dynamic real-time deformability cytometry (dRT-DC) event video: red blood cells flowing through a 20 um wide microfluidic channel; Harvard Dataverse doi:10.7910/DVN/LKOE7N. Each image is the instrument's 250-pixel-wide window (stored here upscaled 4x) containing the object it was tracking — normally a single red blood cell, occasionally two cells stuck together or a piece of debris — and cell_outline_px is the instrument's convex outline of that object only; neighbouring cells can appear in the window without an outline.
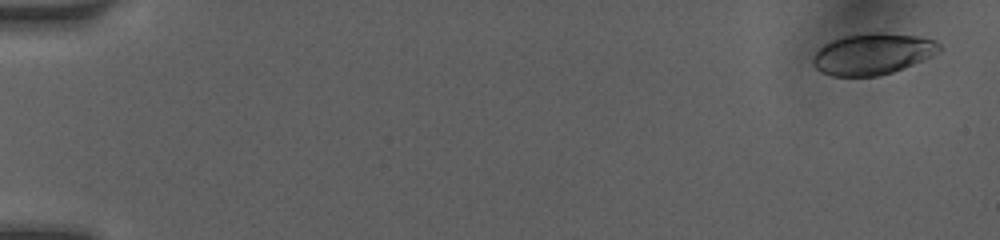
{"species": "human", "species_latin": "Homo sapiens", "temperature_condition": "room temperature", "stored_images_in_passage": 19, "camera_frame_rate_fps": 3000, "um_per_image_px": 0.085, "donor": {"sex": "female"}, "frame": {"image": 1, "passage_image": 1, "time_ms": 0.0, "image_size_px": [1000, 240], "cell_outline_px": [[940, 52], [932, 56], [892, 72], [876, 76], [832, 76], [820, 72], [812, 64], [812, 56], [824, 44], [832, 40], [844, 36], [868, 32], [880, 32], [916, 36], [936, 40], [940, 44]], "centroid_in_image_um": [74.15, 4.58], "position_along_channel_um": 10.9, "area_um2": 30.4}}
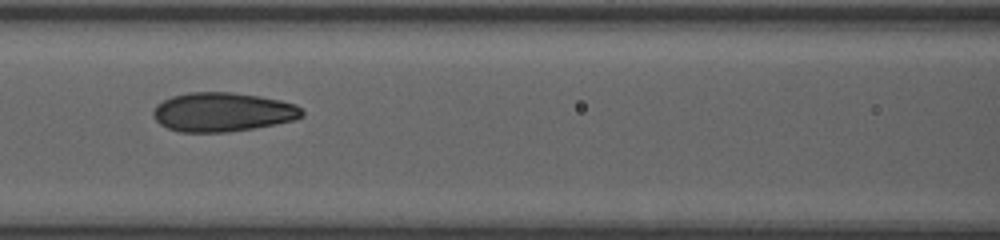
{"frame": {"image": 2, "passage_image": 14, "time_ms": 7.333, "image_size_px": [1000, 240], "cell_outline_px": [[304, 116], [296, 120], [276, 124], [228, 132], [180, 132], [168, 128], [160, 124], [152, 116], [152, 112], [156, 104], [172, 96], [188, 92], [232, 92], [260, 96], [280, 100], [296, 104], [304, 112]], "centroid_in_image_um": [18.93, 9.52], "position_along_channel_um": 147.7, "area_um2": 34.1}}
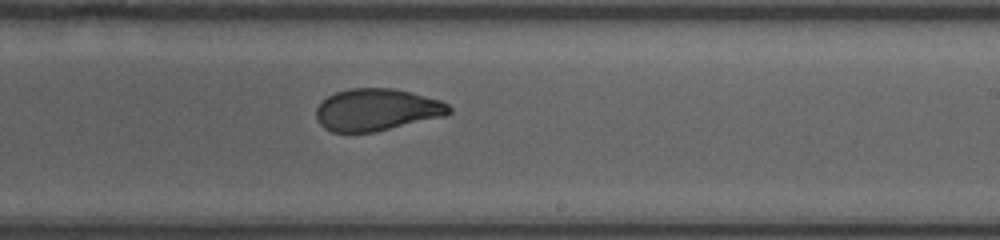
{"frame": {"image": 3, "passage_image": 19, "time_ms": 10.0, "image_size_px": [1000, 240], "cell_outline_px": [[452, 112], [448, 116], [376, 132], [332, 132], [324, 128], [320, 124], [316, 116], [316, 108], [328, 96], [336, 92], [352, 88], [392, 88], [412, 92], [440, 100], [448, 104], [452, 108]], "centroid_in_image_um": [32.08, 9.34], "position_along_channel_um": 256.9, "area_um2": 32.89}}